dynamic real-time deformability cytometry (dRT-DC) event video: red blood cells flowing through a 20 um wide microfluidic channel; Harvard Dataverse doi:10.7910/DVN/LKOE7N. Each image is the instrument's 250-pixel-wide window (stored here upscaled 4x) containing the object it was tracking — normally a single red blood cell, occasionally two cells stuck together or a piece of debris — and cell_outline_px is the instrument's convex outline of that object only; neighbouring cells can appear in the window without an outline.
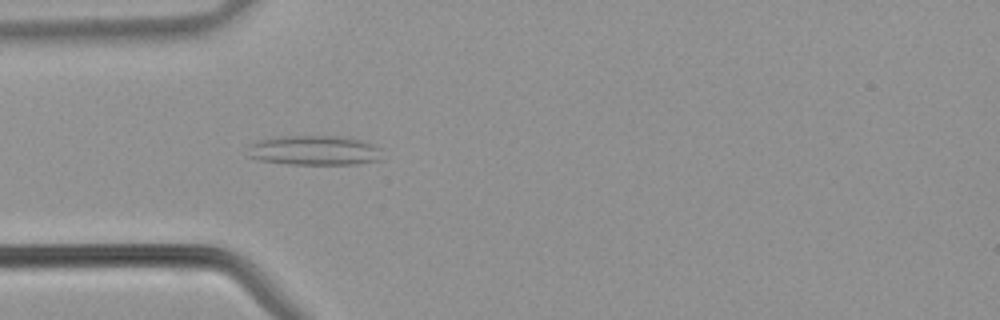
{"species": "common noctule bat (a hibernating species)", "species_latin": "Nyctalus noctula", "temperature_condition": "warm", "stored_images_in_passage": 40, "camera_frame_rate_fps": 3000, "um_per_image_px": 0.085, "animal": {"sex": "male", "body_mass_g": 21.5, "forearm_length_mm": 52.0}, "frame": {"image": 1, "passage_image": 11, "time_ms": 3.333, "image_size_px": [1000, 320], "cell_outline_px": [[380, 160], [356, 164], [288, 164], [256, 160], [248, 156], [248, 144], [260, 140], [280, 136], [340, 136], [360, 140], [372, 144], [380, 148]], "centroid_in_image_um": [26.67, 12.79], "position_along_channel_um": 58.3, "area_um2": 23.35}}
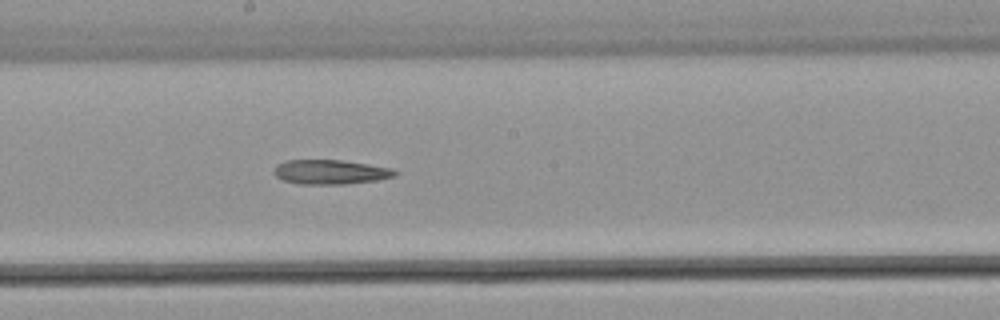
{"frame": {"image": 2, "passage_image": 21, "time_ms": 6.667, "image_size_px": [1000, 320], "cell_outline_px": [[400, 172], [396, 176], [376, 180], [344, 184], [300, 184], [284, 180], [276, 176], [272, 172], [276, 164], [288, 160], [340, 160], [368, 164], [392, 168]], "centroid_in_image_um": [28.09, 14.62], "position_along_channel_um": 220.1, "area_um2": 17.28}}
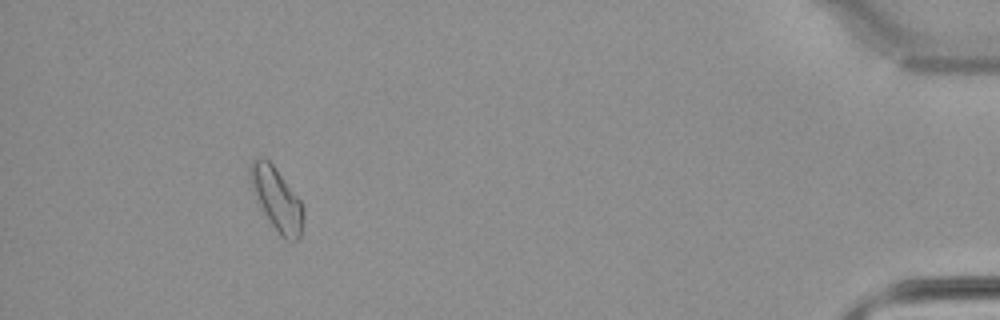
{"frame": {"image": 3, "passage_image": 37, "time_ms": 12.0, "image_size_px": [1000, 320], "cell_outline_px": [[304, 216], [300, 236], [292, 244], [284, 240], [280, 236], [264, 212], [252, 188], [248, 176], [248, 168], [252, 160], [256, 156], [264, 156], [272, 164], [300, 200], [304, 208]], "centroid_in_image_um": [23.52, 16.92], "position_along_channel_um": 411.7, "area_um2": 19.48}}